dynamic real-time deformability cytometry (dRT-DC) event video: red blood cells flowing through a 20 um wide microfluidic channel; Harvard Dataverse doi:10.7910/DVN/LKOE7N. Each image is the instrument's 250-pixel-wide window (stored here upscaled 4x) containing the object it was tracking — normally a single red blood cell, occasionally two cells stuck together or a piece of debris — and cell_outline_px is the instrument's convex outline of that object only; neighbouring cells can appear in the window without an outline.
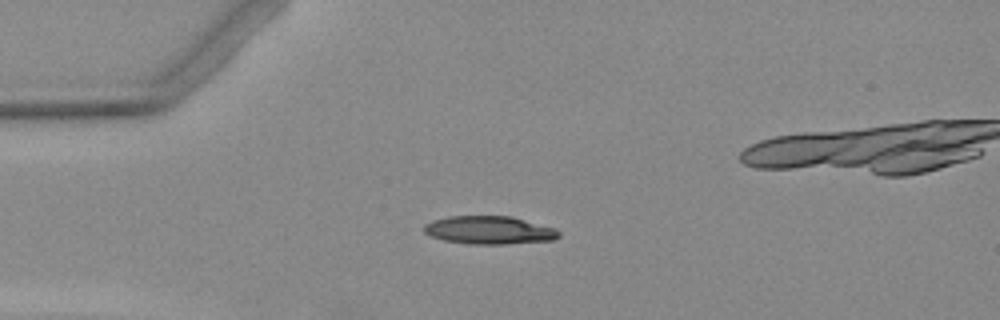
{"species": "Egyptian fruit bat (a non-hibernating species)", "species_latin": "Rousettus aegyptiacus", "temperature_condition": "warm", "stored_images_in_passage": 5, "camera_frame_rate_fps": 3000, "um_per_image_px": 0.085, "animal": {"sex": "female"}, "frame": {"image": 1, "passage_image": 3, "time_ms": 2.667, "image_size_px": [1000, 320], "cell_outline_px": [[560, 236], [552, 240], [508, 244], [468, 244], [444, 240], [432, 236], [424, 232], [424, 224], [432, 220], [448, 216], [512, 216], [556, 228], [560, 232]], "centroid_in_image_um": [41.6, 19.56], "position_along_channel_um": 43.4, "area_um2": 22.2}}
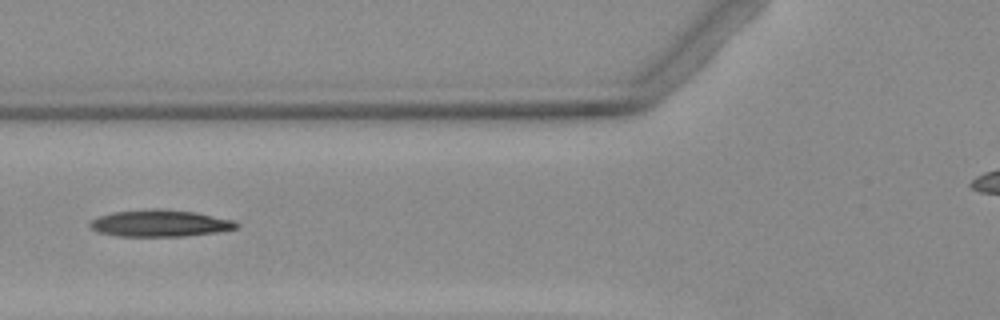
{"frame": {"image": 2, "passage_image": 5, "time_ms": 5.0, "image_size_px": [1000, 320], "cell_outline_px": [[240, 224], [236, 228], [220, 232], [184, 236], [120, 236], [96, 232], [88, 224], [92, 220], [100, 216], [112, 212], [148, 208], [160, 208], [196, 212], [236, 220]], "centroid_in_image_um": [13.64, 18.97], "position_along_channel_um": 112.2, "area_um2": 23.18}}